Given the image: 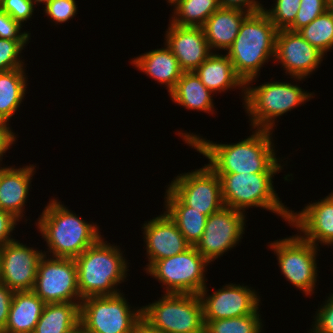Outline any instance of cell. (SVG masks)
<instances>
[{
  "label": "cell",
  "instance_id": "6da1fadb",
  "mask_svg": "<svg viewBox=\"0 0 333 333\" xmlns=\"http://www.w3.org/2000/svg\"><path fill=\"white\" fill-rule=\"evenodd\" d=\"M273 132L254 128L249 137L229 144L206 140L187 131L176 134L206 157L209 160L207 165L215 173H280L287 163L282 165L283 160L276 157Z\"/></svg>",
  "mask_w": 333,
  "mask_h": 333
},
{
  "label": "cell",
  "instance_id": "7a4b0ae2",
  "mask_svg": "<svg viewBox=\"0 0 333 333\" xmlns=\"http://www.w3.org/2000/svg\"><path fill=\"white\" fill-rule=\"evenodd\" d=\"M46 205L35 222L47 244L45 255L74 259L103 236L97 223H88L58 199Z\"/></svg>",
  "mask_w": 333,
  "mask_h": 333
},
{
  "label": "cell",
  "instance_id": "3957f363",
  "mask_svg": "<svg viewBox=\"0 0 333 333\" xmlns=\"http://www.w3.org/2000/svg\"><path fill=\"white\" fill-rule=\"evenodd\" d=\"M117 244L103 236L74 258L81 299L91 296H113L121 293L118 285L127 281L129 264Z\"/></svg>",
  "mask_w": 333,
  "mask_h": 333
},
{
  "label": "cell",
  "instance_id": "277c9868",
  "mask_svg": "<svg viewBox=\"0 0 333 333\" xmlns=\"http://www.w3.org/2000/svg\"><path fill=\"white\" fill-rule=\"evenodd\" d=\"M278 29L262 10L242 22L235 41L225 53L236 74L246 82H256L263 65L274 61ZM256 79V80H255Z\"/></svg>",
  "mask_w": 333,
  "mask_h": 333
},
{
  "label": "cell",
  "instance_id": "5b68a950",
  "mask_svg": "<svg viewBox=\"0 0 333 333\" xmlns=\"http://www.w3.org/2000/svg\"><path fill=\"white\" fill-rule=\"evenodd\" d=\"M251 85V86H250ZM315 93L307 92L293 82L270 81L253 86L245 83L243 108L249 116L252 129L274 131L277 118L313 98Z\"/></svg>",
  "mask_w": 333,
  "mask_h": 333
},
{
  "label": "cell",
  "instance_id": "8992f818",
  "mask_svg": "<svg viewBox=\"0 0 333 333\" xmlns=\"http://www.w3.org/2000/svg\"><path fill=\"white\" fill-rule=\"evenodd\" d=\"M221 180L222 200L225 207L246 213L249 208H262L289 224V207L282 203L274 189L273 177L277 173H216Z\"/></svg>",
  "mask_w": 333,
  "mask_h": 333
},
{
  "label": "cell",
  "instance_id": "52a82bcc",
  "mask_svg": "<svg viewBox=\"0 0 333 333\" xmlns=\"http://www.w3.org/2000/svg\"><path fill=\"white\" fill-rule=\"evenodd\" d=\"M162 297V298H161ZM142 307V317L161 333H204L203 306L198 294L164 293Z\"/></svg>",
  "mask_w": 333,
  "mask_h": 333
},
{
  "label": "cell",
  "instance_id": "ba28073f",
  "mask_svg": "<svg viewBox=\"0 0 333 333\" xmlns=\"http://www.w3.org/2000/svg\"><path fill=\"white\" fill-rule=\"evenodd\" d=\"M124 295L82 299L80 328L85 333H129L142 317V307H131Z\"/></svg>",
  "mask_w": 333,
  "mask_h": 333
},
{
  "label": "cell",
  "instance_id": "9c48e42d",
  "mask_svg": "<svg viewBox=\"0 0 333 333\" xmlns=\"http://www.w3.org/2000/svg\"><path fill=\"white\" fill-rule=\"evenodd\" d=\"M208 265L196 247L191 246L183 253L156 261L146 273L162 284L164 293L199 294L207 286Z\"/></svg>",
  "mask_w": 333,
  "mask_h": 333
},
{
  "label": "cell",
  "instance_id": "30bf717a",
  "mask_svg": "<svg viewBox=\"0 0 333 333\" xmlns=\"http://www.w3.org/2000/svg\"><path fill=\"white\" fill-rule=\"evenodd\" d=\"M270 242L268 247L277 258L281 275L305 296L311 297L319 277L316 259L320 248L298 234Z\"/></svg>",
  "mask_w": 333,
  "mask_h": 333
},
{
  "label": "cell",
  "instance_id": "8fae6325",
  "mask_svg": "<svg viewBox=\"0 0 333 333\" xmlns=\"http://www.w3.org/2000/svg\"><path fill=\"white\" fill-rule=\"evenodd\" d=\"M32 291L45 303H80L77 267L73 258L43 255Z\"/></svg>",
  "mask_w": 333,
  "mask_h": 333
},
{
  "label": "cell",
  "instance_id": "7c38bea8",
  "mask_svg": "<svg viewBox=\"0 0 333 333\" xmlns=\"http://www.w3.org/2000/svg\"><path fill=\"white\" fill-rule=\"evenodd\" d=\"M167 187L186 206L207 217L224 207L220 177L207 164L178 174Z\"/></svg>",
  "mask_w": 333,
  "mask_h": 333
},
{
  "label": "cell",
  "instance_id": "4fadbf2b",
  "mask_svg": "<svg viewBox=\"0 0 333 333\" xmlns=\"http://www.w3.org/2000/svg\"><path fill=\"white\" fill-rule=\"evenodd\" d=\"M246 221L245 213L224 206L208 216L202 238L195 246L197 251L209 263L214 262L241 243Z\"/></svg>",
  "mask_w": 333,
  "mask_h": 333
},
{
  "label": "cell",
  "instance_id": "5bb4252c",
  "mask_svg": "<svg viewBox=\"0 0 333 333\" xmlns=\"http://www.w3.org/2000/svg\"><path fill=\"white\" fill-rule=\"evenodd\" d=\"M208 291L206 286L198 294L203 306L204 321L250 315L261 306L259 292L244 284L228 283L212 294Z\"/></svg>",
  "mask_w": 333,
  "mask_h": 333
},
{
  "label": "cell",
  "instance_id": "9a60e30c",
  "mask_svg": "<svg viewBox=\"0 0 333 333\" xmlns=\"http://www.w3.org/2000/svg\"><path fill=\"white\" fill-rule=\"evenodd\" d=\"M325 55L307 42L299 32L288 29L278 30L276 36L274 63L282 65L285 76L295 82L309 78L318 70ZM276 61V62H275ZM320 65V66H319Z\"/></svg>",
  "mask_w": 333,
  "mask_h": 333
},
{
  "label": "cell",
  "instance_id": "2e32d148",
  "mask_svg": "<svg viewBox=\"0 0 333 333\" xmlns=\"http://www.w3.org/2000/svg\"><path fill=\"white\" fill-rule=\"evenodd\" d=\"M14 240L0 247V281L13 291H32L42 250Z\"/></svg>",
  "mask_w": 333,
  "mask_h": 333
},
{
  "label": "cell",
  "instance_id": "e0dca14e",
  "mask_svg": "<svg viewBox=\"0 0 333 333\" xmlns=\"http://www.w3.org/2000/svg\"><path fill=\"white\" fill-rule=\"evenodd\" d=\"M320 200V201H319ZM295 212L291 209L289 226L297 229V234L316 247L333 246V192Z\"/></svg>",
  "mask_w": 333,
  "mask_h": 333
},
{
  "label": "cell",
  "instance_id": "ac0fdd59",
  "mask_svg": "<svg viewBox=\"0 0 333 333\" xmlns=\"http://www.w3.org/2000/svg\"><path fill=\"white\" fill-rule=\"evenodd\" d=\"M144 222L141 229L144 236L146 259L148 258L145 271L156 261L183 253L191 247L165 212Z\"/></svg>",
  "mask_w": 333,
  "mask_h": 333
},
{
  "label": "cell",
  "instance_id": "d6986e66",
  "mask_svg": "<svg viewBox=\"0 0 333 333\" xmlns=\"http://www.w3.org/2000/svg\"><path fill=\"white\" fill-rule=\"evenodd\" d=\"M164 39L183 72H194L212 54L202 27L178 26L169 21Z\"/></svg>",
  "mask_w": 333,
  "mask_h": 333
},
{
  "label": "cell",
  "instance_id": "ffe728a7",
  "mask_svg": "<svg viewBox=\"0 0 333 333\" xmlns=\"http://www.w3.org/2000/svg\"><path fill=\"white\" fill-rule=\"evenodd\" d=\"M15 167L0 166V209L22 221L36 166L29 164L22 168Z\"/></svg>",
  "mask_w": 333,
  "mask_h": 333
},
{
  "label": "cell",
  "instance_id": "44dd1931",
  "mask_svg": "<svg viewBox=\"0 0 333 333\" xmlns=\"http://www.w3.org/2000/svg\"><path fill=\"white\" fill-rule=\"evenodd\" d=\"M130 63L157 83L165 85L168 93L173 90L183 73L177 58L165 43L164 47L140 54L131 59Z\"/></svg>",
  "mask_w": 333,
  "mask_h": 333
},
{
  "label": "cell",
  "instance_id": "7402d4cb",
  "mask_svg": "<svg viewBox=\"0 0 333 333\" xmlns=\"http://www.w3.org/2000/svg\"><path fill=\"white\" fill-rule=\"evenodd\" d=\"M212 53L194 73L213 94L225 93L229 89L241 90V97L245 98V83L236 74L230 58L226 54ZM238 87V88H237Z\"/></svg>",
  "mask_w": 333,
  "mask_h": 333
},
{
  "label": "cell",
  "instance_id": "603a6c76",
  "mask_svg": "<svg viewBox=\"0 0 333 333\" xmlns=\"http://www.w3.org/2000/svg\"><path fill=\"white\" fill-rule=\"evenodd\" d=\"M249 14L240 9L220 7L206 20L202 28L212 53L221 49L227 52Z\"/></svg>",
  "mask_w": 333,
  "mask_h": 333
},
{
  "label": "cell",
  "instance_id": "cb8c5ba5",
  "mask_svg": "<svg viewBox=\"0 0 333 333\" xmlns=\"http://www.w3.org/2000/svg\"><path fill=\"white\" fill-rule=\"evenodd\" d=\"M44 306L33 291H14L8 321L0 333H33Z\"/></svg>",
  "mask_w": 333,
  "mask_h": 333
},
{
  "label": "cell",
  "instance_id": "d4e9b609",
  "mask_svg": "<svg viewBox=\"0 0 333 333\" xmlns=\"http://www.w3.org/2000/svg\"><path fill=\"white\" fill-rule=\"evenodd\" d=\"M165 213L191 246H196L205 230L207 216L186 206L168 187L164 195Z\"/></svg>",
  "mask_w": 333,
  "mask_h": 333
},
{
  "label": "cell",
  "instance_id": "484cf974",
  "mask_svg": "<svg viewBox=\"0 0 333 333\" xmlns=\"http://www.w3.org/2000/svg\"><path fill=\"white\" fill-rule=\"evenodd\" d=\"M168 95L174 103L185 109L214 114V94L206 88L194 72H183Z\"/></svg>",
  "mask_w": 333,
  "mask_h": 333
},
{
  "label": "cell",
  "instance_id": "4316f807",
  "mask_svg": "<svg viewBox=\"0 0 333 333\" xmlns=\"http://www.w3.org/2000/svg\"><path fill=\"white\" fill-rule=\"evenodd\" d=\"M80 327V303H47L33 333H73Z\"/></svg>",
  "mask_w": 333,
  "mask_h": 333
},
{
  "label": "cell",
  "instance_id": "83f0119b",
  "mask_svg": "<svg viewBox=\"0 0 333 333\" xmlns=\"http://www.w3.org/2000/svg\"><path fill=\"white\" fill-rule=\"evenodd\" d=\"M25 68L0 72V121L10 123L26 95L28 77Z\"/></svg>",
  "mask_w": 333,
  "mask_h": 333
},
{
  "label": "cell",
  "instance_id": "f1b7e54d",
  "mask_svg": "<svg viewBox=\"0 0 333 333\" xmlns=\"http://www.w3.org/2000/svg\"><path fill=\"white\" fill-rule=\"evenodd\" d=\"M171 14L172 24L202 27L206 20L221 6L219 0H175Z\"/></svg>",
  "mask_w": 333,
  "mask_h": 333
},
{
  "label": "cell",
  "instance_id": "f546056e",
  "mask_svg": "<svg viewBox=\"0 0 333 333\" xmlns=\"http://www.w3.org/2000/svg\"><path fill=\"white\" fill-rule=\"evenodd\" d=\"M298 32L312 46L327 55V52L333 50V8L330 7Z\"/></svg>",
  "mask_w": 333,
  "mask_h": 333
},
{
  "label": "cell",
  "instance_id": "4dcf8cb0",
  "mask_svg": "<svg viewBox=\"0 0 333 333\" xmlns=\"http://www.w3.org/2000/svg\"><path fill=\"white\" fill-rule=\"evenodd\" d=\"M259 312L260 310L245 316L204 321V333H261L265 325Z\"/></svg>",
  "mask_w": 333,
  "mask_h": 333
},
{
  "label": "cell",
  "instance_id": "1f68e13d",
  "mask_svg": "<svg viewBox=\"0 0 333 333\" xmlns=\"http://www.w3.org/2000/svg\"><path fill=\"white\" fill-rule=\"evenodd\" d=\"M301 0H275L271 8H263L278 30L288 29L295 21Z\"/></svg>",
  "mask_w": 333,
  "mask_h": 333
},
{
  "label": "cell",
  "instance_id": "d6a6232c",
  "mask_svg": "<svg viewBox=\"0 0 333 333\" xmlns=\"http://www.w3.org/2000/svg\"><path fill=\"white\" fill-rule=\"evenodd\" d=\"M29 42L0 38V72L26 67L21 53Z\"/></svg>",
  "mask_w": 333,
  "mask_h": 333
},
{
  "label": "cell",
  "instance_id": "836d02e7",
  "mask_svg": "<svg viewBox=\"0 0 333 333\" xmlns=\"http://www.w3.org/2000/svg\"><path fill=\"white\" fill-rule=\"evenodd\" d=\"M331 7L328 0H301L294 23L288 28L298 32Z\"/></svg>",
  "mask_w": 333,
  "mask_h": 333
},
{
  "label": "cell",
  "instance_id": "e575fe53",
  "mask_svg": "<svg viewBox=\"0 0 333 333\" xmlns=\"http://www.w3.org/2000/svg\"><path fill=\"white\" fill-rule=\"evenodd\" d=\"M75 0H51L46 6H43L44 15L54 22V25H60L73 19L78 11V5Z\"/></svg>",
  "mask_w": 333,
  "mask_h": 333
},
{
  "label": "cell",
  "instance_id": "d590c367",
  "mask_svg": "<svg viewBox=\"0 0 333 333\" xmlns=\"http://www.w3.org/2000/svg\"><path fill=\"white\" fill-rule=\"evenodd\" d=\"M315 311L309 333H333V293Z\"/></svg>",
  "mask_w": 333,
  "mask_h": 333
},
{
  "label": "cell",
  "instance_id": "8d00e7d4",
  "mask_svg": "<svg viewBox=\"0 0 333 333\" xmlns=\"http://www.w3.org/2000/svg\"><path fill=\"white\" fill-rule=\"evenodd\" d=\"M0 8L22 26L36 9L32 0H0Z\"/></svg>",
  "mask_w": 333,
  "mask_h": 333
},
{
  "label": "cell",
  "instance_id": "74e56055",
  "mask_svg": "<svg viewBox=\"0 0 333 333\" xmlns=\"http://www.w3.org/2000/svg\"><path fill=\"white\" fill-rule=\"evenodd\" d=\"M22 25L0 8V38L8 40H30V31H23Z\"/></svg>",
  "mask_w": 333,
  "mask_h": 333
},
{
  "label": "cell",
  "instance_id": "f35d334b",
  "mask_svg": "<svg viewBox=\"0 0 333 333\" xmlns=\"http://www.w3.org/2000/svg\"><path fill=\"white\" fill-rule=\"evenodd\" d=\"M19 221L12 213L0 209V247L16 240L12 234Z\"/></svg>",
  "mask_w": 333,
  "mask_h": 333
},
{
  "label": "cell",
  "instance_id": "ab89813d",
  "mask_svg": "<svg viewBox=\"0 0 333 333\" xmlns=\"http://www.w3.org/2000/svg\"><path fill=\"white\" fill-rule=\"evenodd\" d=\"M14 291L0 281V332L5 328L8 321L11 302Z\"/></svg>",
  "mask_w": 333,
  "mask_h": 333
},
{
  "label": "cell",
  "instance_id": "60d3db41",
  "mask_svg": "<svg viewBox=\"0 0 333 333\" xmlns=\"http://www.w3.org/2000/svg\"><path fill=\"white\" fill-rule=\"evenodd\" d=\"M223 8L240 9L247 13H257L263 10L264 4L258 0H219Z\"/></svg>",
  "mask_w": 333,
  "mask_h": 333
},
{
  "label": "cell",
  "instance_id": "b9f144b4",
  "mask_svg": "<svg viewBox=\"0 0 333 333\" xmlns=\"http://www.w3.org/2000/svg\"><path fill=\"white\" fill-rule=\"evenodd\" d=\"M10 124L0 121V166L3 165L1 162L6 157L5 153L11 149L12 145L17 141L16 133L13 132V129L9 126Z\"/></svg>",
  "mask_w": 333,
  "mask_h": 333
},
{
  "label": "cell",
  "instance_id": "7bdbcfd3",
  "mask_svg": "<svg viewBox=\"0 0 333 333\" xmlns=\"http://www.w3.org/2000/svg\"><path fill=\"white\" fill-rule=\"evenodd\" d=\"M129 333H161L152 327L143 317L132 327Z\"/></svg>",
  "mask_w": 333,
  "mask_h": 333
},
{
  "label": "cell",
  "instance_id": "ee69618b",
  "mask_svg": "<svg viewBox=\"0 0 333 333\" xmlns=\"http://www.w3.org/2000/svg\"><path fill=\"white\" fill-rule=\"evenodd\" d=\"M33 1V4L34 6L36 7L38 4H42V5H47L51 0H32Z\"/></svg>",
  "mask_w": 333,
  "mask_h": 333
},
{
  "label": "cell",
  "instance_id": "f6af8a7d",
  "mask_svg": "<svg viewBox=\"0 0 333 333\" xmlns=\"http://www.w3.org/2000/svg\"><path fill=\"white\" fill-rule=\"evenodd\" d=\"M73 333H85V332L79 327Z\"/></svg>",
  "mask_w": 333,
  "mask_h": 333
},
{
  "label": "cell",
  "instance_id": "bcb514c9",
  "mask_svg": "<svg viewBox=\"0 0 333 333\" xmlns=\"http://www.w3.org/2000/svg\"><path fill=\"white\" fill-rule=\"evenodd\" d=\"M167 3H169L168 5H170L171 3H173L175 0H166Z\"/></svg>",
  "mask_w": 333,
  "mask_h": 333
}]
</instances>
